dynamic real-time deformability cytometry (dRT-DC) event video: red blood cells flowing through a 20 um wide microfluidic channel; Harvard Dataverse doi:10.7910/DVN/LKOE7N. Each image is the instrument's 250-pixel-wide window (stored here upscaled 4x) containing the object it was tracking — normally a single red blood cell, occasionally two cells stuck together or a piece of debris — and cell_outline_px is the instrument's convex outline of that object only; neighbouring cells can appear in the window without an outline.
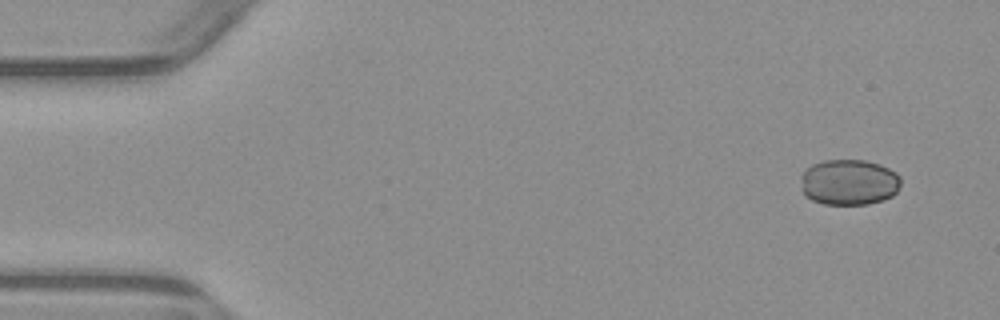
{"species": "common noctule bat (a hibernating species)", "species_latin": "Nyctalus noctula", "temperature_condition": "warm", "stored_images_in_passage": 4, "camera_frame_rate_fps": 3000, "um_per_image_px": 0.085, "animal": {"sex": "male", "body_mass_g": 23.1, "forearm_length_mm": 52.7}, "frame": {"image": 1, "passage_image": 1, "time_ms": 0.0, "image_size_px": [1000, 320], "cell_outline_px": [[900, 184], [896, 192], [892, 196], [884, 200], [868, 204], [824, 204], [812, 200], [804, 196], [800, 188], [800, 176], [804, 168], [812, 164], [824, 160], [864, 160], [880, 164], [896, 172], [900, 176]], "centroid_in_image_um": [72.12, 15.48], "position_along_channel_um": 12.9, "area_um2": 27.17}}
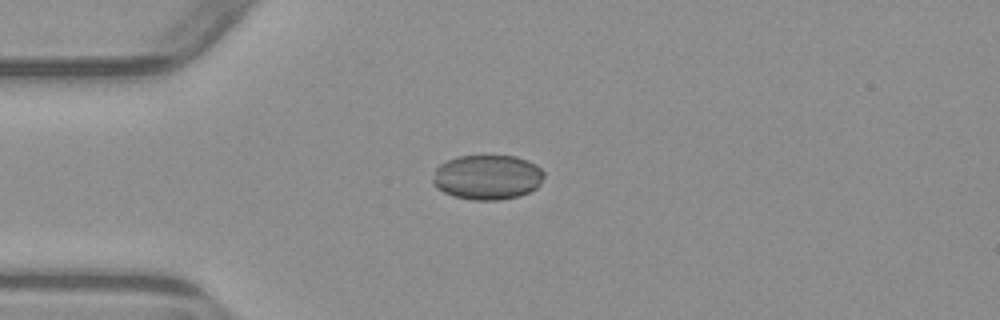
{"frame": {"image": 2, "passage_image": 4, "time_ms": 3.333, "image_size_px": [1000, 320], "cell_outline_px": [[544, 176], [540, 184], [536, 188], [520, 196], [500, 200], [472, 200], [452, 196], [436, 188], [432, 184], [432, 180], [436, 168], [440, 164], [456, 156], [516, 156], [536, 164], [544, 172]], "centroid_in_image_um": [41.41, 15.07], "position_along_channel_um": 43.6, "area_um2": 29.25}}